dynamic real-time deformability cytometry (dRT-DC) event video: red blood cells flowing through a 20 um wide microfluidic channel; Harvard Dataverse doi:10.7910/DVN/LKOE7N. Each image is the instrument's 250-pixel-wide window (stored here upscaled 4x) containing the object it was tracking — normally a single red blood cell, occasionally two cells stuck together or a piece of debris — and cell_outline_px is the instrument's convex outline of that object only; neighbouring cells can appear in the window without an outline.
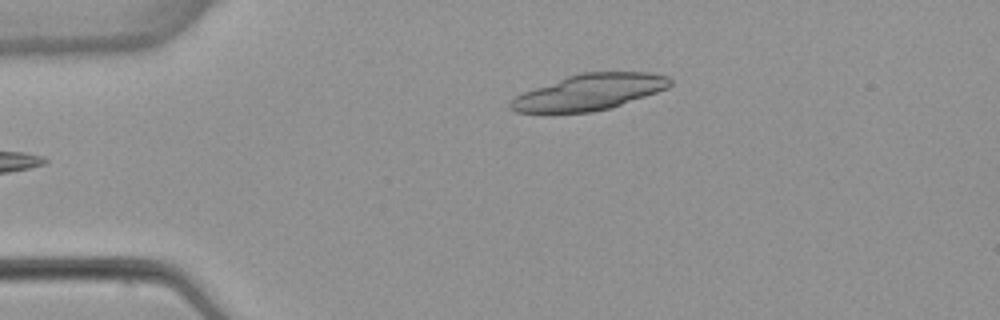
{"species": "common noctule bat (a hibernating species)", "species_latin": "Nyctalus noctula", "temperature_condition": "warm", "stored_images_in_passage": 4, "camera_frame_rate_fps": 3000, "um_per_image_px": 0.085, "animal": {"sex": "female", "body_mass_g": 22.7, "forearm_length_mm": 54.2}, "frame": {"image": 1, "passage_image": 4, "time_ms": 3.667, "image_size_px": [1000, 320], "cell_outline_px": [[672, 84], [668, 88], [608, 108], [592, 112], [516, 112], [508, 104], [516, 96], [524, 92], [568, 76], [580, 72], [652, 72], [668, 76], [672, 80]], "centroid_in_image_um": [50.14, 7.81], "position_along_channel_um": 34.9, "area_um2": 32.83}}